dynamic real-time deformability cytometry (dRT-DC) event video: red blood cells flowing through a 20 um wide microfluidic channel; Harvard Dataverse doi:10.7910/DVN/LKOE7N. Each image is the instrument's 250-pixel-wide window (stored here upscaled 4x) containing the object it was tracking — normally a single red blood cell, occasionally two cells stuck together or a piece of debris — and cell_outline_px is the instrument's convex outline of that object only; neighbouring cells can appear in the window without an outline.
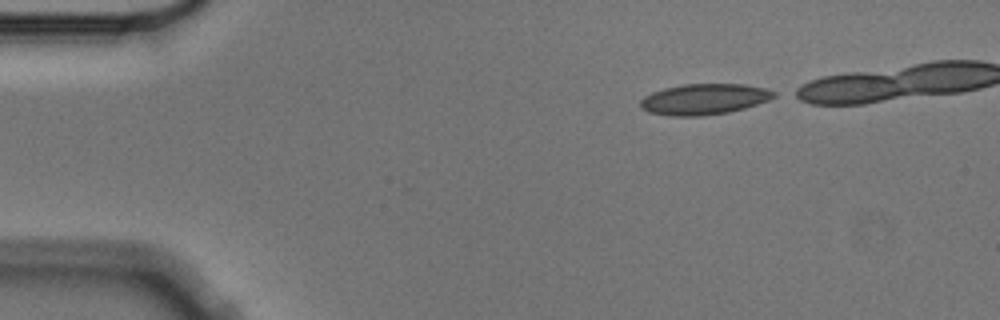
{"species": "Egyptian fruit bat (a non-hibernating species)", "species_latin": "Rousettus aegyptiacus", "temperature_condition": "cold", "stored_images_in_passage": 4, "camera_frame_rate_fps": 3000, "um_per_image_px": 0.085, "animal": {"sex": "male"}, "frame": {"image": 1, "passage_image": 1, "time_ms": 0.0, "image_size_px": [1000, 320], "cell_outline_px": [[776, 96], [768, 100], [744, 108], [728, 112], [700, 116], [668, 116], [648, 112], [640, 108], [640, 100], [644, 96], [652, 92], [664, 88], [684, 84], [744, 84], [764, 88], [776, 92]], "centroid_in_image_um": [59.81, 8.43], "position_along_channel_um": 25.2, "area_um2": 23.99}}